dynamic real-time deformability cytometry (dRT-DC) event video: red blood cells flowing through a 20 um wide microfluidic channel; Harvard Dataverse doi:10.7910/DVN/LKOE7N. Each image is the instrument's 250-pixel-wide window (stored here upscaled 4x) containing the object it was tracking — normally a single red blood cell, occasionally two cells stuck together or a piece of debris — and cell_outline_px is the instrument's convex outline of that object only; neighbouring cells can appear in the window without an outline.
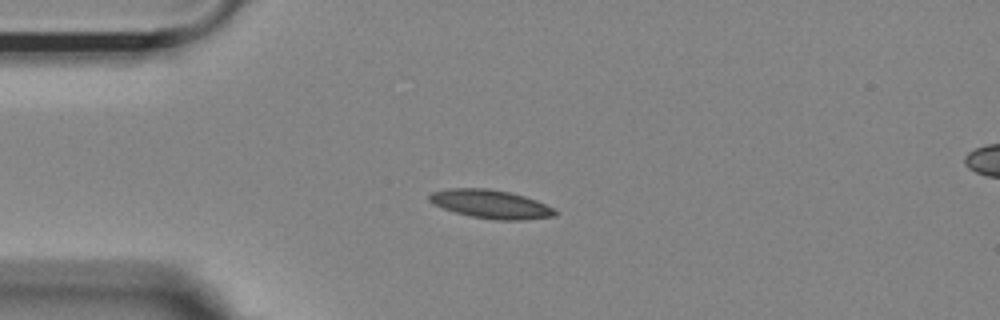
{"species": "Egyptian fruit bat (a non-hibernating species)", "species_latin": "Rousettus aegyptiacus", "temperature_condition": "room temperature", "stored_images_in_passage": 43, "camera_frame_rate_fps": 3000, "um_per_image_px": 0.085, "animal": {"sex": "female"}, "frame": {"image": 1, "passage_image": 1, "time_ms": 0.0, "image_size_px": [1000, 320], "cell_outline_px": [[556, 216], [524, 220], [496, 220], [472, 216], [456, 212], [432, 204], [428, 200], [428, 196], [432, 192], [448, 188], [488, 188], [508, 192], [524, 196], [536, 200], [552, 208], [556, 212]], "centroid_in_image_um": [41.69, 17.34], "position_along_channel_um": 43.3, "area_um2": 20.75}}
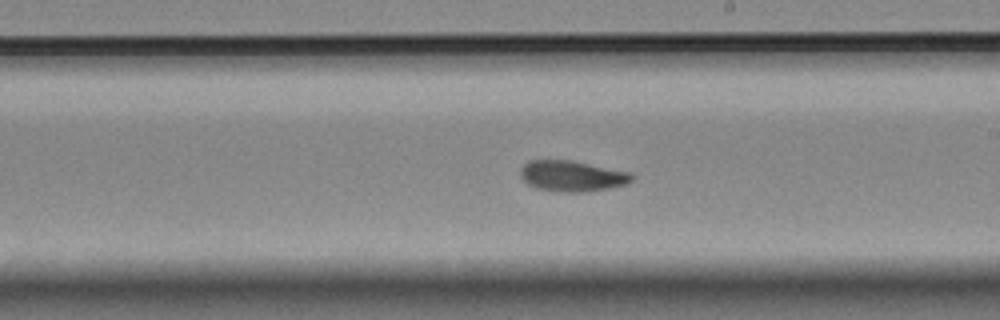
{"frame": {"image": 2, "passage_image": 19, "time_ms": 6.0, "image_size_px": [1000, 320], "cell_outline_px": [[636, 176], [628, 184], [608, 188], [584, 192], [564, 192], [536, 188], [528, 184], [520, 176], [520, 168], [528, 160], [572, 160], [632, 172]], "centroid_in_image_um": [48.66, 14.95], "position_along_channel_um": 240.3, "area_um2": 20.23}}
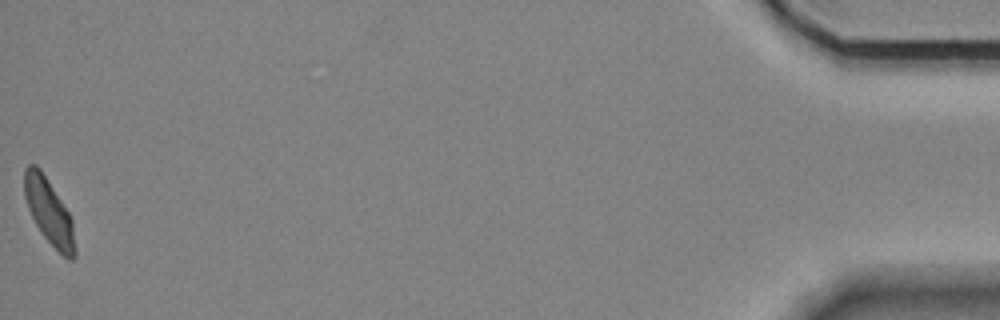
{"frame": {"image": 3, "passage_image": 43, "time_ms": 14.0, "image_size_px": [1000, 320], "cell_outline_px": [[76, 256], [72, 260], [68, 260], [44, 236], [36, 224], [28, 208], [24, 196], [24, 168], [28, 164], [36, 164], [40, 168], [68, 212], [72, 220], [76, 248]], "centroid_in_image_um": [4.16, 17.98], "position_along_channel_um": 431.0, "area_um2": 19.07}, "authors_computed_cell_mechanics": {"area_um2": 19.5364, "velocity_mm_per_s": 3.5847, "shape_relaxation_time_tau1_ms": 10.5109, "shape_relaxation_time_tau2_ms": 6.7371, "deformation_change_tau1": 0.2063, "deformation_change_tau2": 0.1114}}